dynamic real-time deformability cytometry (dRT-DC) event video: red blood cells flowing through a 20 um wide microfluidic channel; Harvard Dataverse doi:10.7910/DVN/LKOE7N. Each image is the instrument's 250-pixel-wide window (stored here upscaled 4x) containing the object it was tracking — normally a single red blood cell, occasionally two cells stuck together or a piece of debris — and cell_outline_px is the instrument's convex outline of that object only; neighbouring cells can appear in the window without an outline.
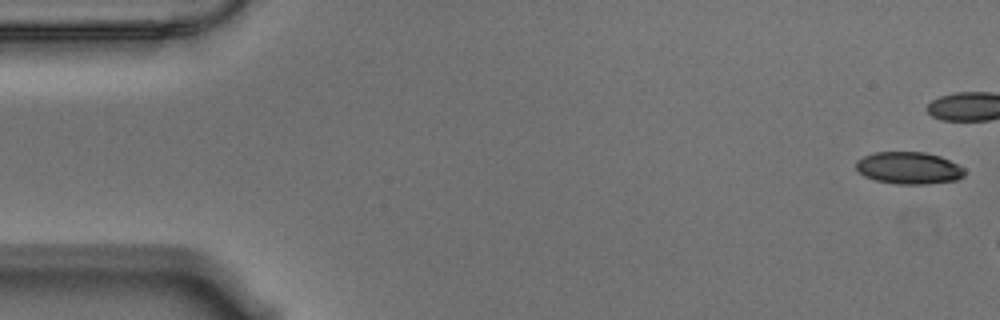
{"species": "Egyptian fruit bat (a non-hibernating species)", "species_latin": "Rousettus aegyptiacus", "temperature_condition": "warm", "stored_images_in_passage": 8, "camera_frame_rate_fps": 3000, "um_per_image_px": 0.085, "animal": {"sex": "male"}, "frame": {"image": 1, "passage_image": 1, "time_ms": 0.0, "image_size_px": [1000, 320], "cell_outline_px": [[964, 176], [956, 180], [928, 184], [900, 184], [876, 180], [864, 176], [856, 168], [856, 160], [864, 156], [876, 152], [924, 152], [940, 156], [964, 168]], "centroid_in_image_um": [77.24, 14.28], "position_along_channel_um": 7.8, "area_um2": 20.17}}